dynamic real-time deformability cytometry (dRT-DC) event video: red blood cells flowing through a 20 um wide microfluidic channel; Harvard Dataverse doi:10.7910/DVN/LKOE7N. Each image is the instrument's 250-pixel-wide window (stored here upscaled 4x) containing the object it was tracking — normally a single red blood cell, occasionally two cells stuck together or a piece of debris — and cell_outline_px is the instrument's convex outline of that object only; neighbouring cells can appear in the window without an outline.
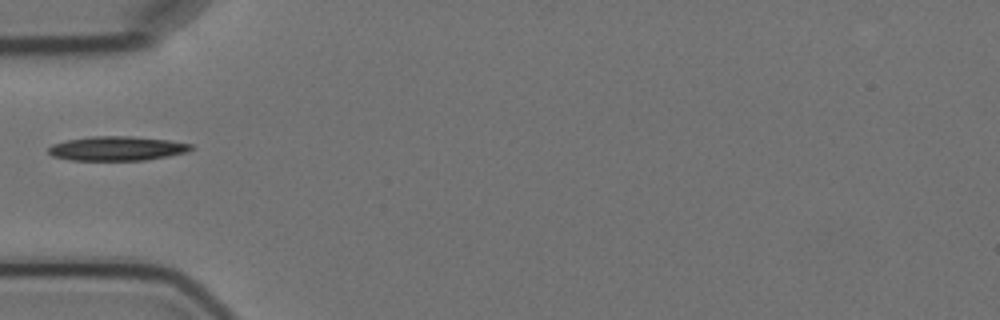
{"species": "Egyptian fruit bat (a non-hibernating species)", "species_latin": "Rousettus aegyptiacus", "temperature_condition": "cold", "stored_images_in_passage": 2, "camera_frame_rate_fps": 3000, "um_per_image_px": 0.085, "animal": {"sex": "female"}, "frame": {"image": 1, "passage_image": 1, "time_ms": 0.0, "image_size_px": [1000, 320], "cell_outline_px": [[196, 148], [188, 152], [168, 156], [144, 160], [72, 160], [52, 156], [48, 152], [48, 148], [52, 144], [68, 140], [92, 136], [132, 136], [168, 140], [192, 144]], "centroid_in_image_um": [9.98, 12.62], "position_along_channel_um": 75.0, "area_um2": 20.23}}
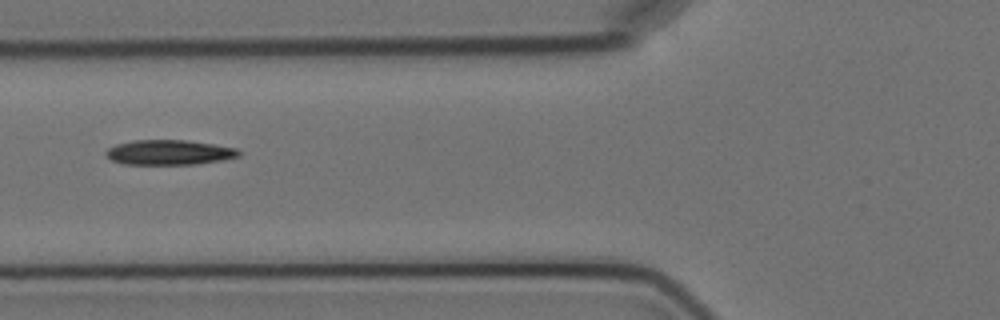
{"frame": {"image": 2, "passage_image": 2, "time_ms": 1.0, "image_size_px": [1000, 320], "cell_outline_px": [[240, 156], [224, 160], [196, 164], [124, 164], [112, 160], [104, 152], [108, 148], [116, 144], [132, 140], [184, 140], [212, 144], [236, 148], [240, 152]], "centroid_in_image_um": [14.38, 12.95], "position_along_channel_um": 111.4, "area_um2": 19.25}}